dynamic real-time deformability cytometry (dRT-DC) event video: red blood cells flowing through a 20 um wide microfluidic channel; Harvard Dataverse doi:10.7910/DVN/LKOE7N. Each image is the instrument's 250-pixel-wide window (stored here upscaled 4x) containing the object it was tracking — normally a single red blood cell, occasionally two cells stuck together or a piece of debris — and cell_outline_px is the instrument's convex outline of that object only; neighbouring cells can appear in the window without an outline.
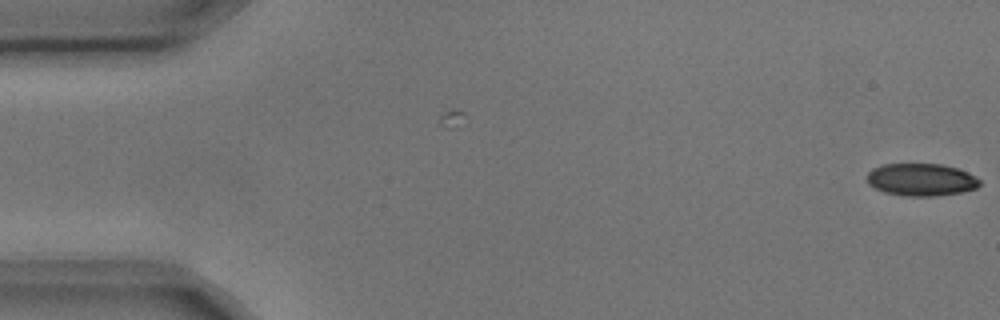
{"species": "common noctule bat (a hibernating species)", "species_latin": "Nyctalus noctula", "temperature_condition": "cold", "stored_images_in_passage": 2, "camera_frame_rate_fps": 3000, "um_per_image_px": 0.085, "animal": {"sex": "male", "body_mass_g": 17.9, "forearm_length_mm": 54.2}, "frame": {"image": 1, "passage_image": 2, "time_ms": 0.333, "image_size_px": [1000, 320], "cell_outline_px": [[980, 184], [976, 188], [960, 192], [936, 196], [904, 196], [884, 192], [868, 184], [868, 172], [872, 168], [884, 164], [940, 164], [956, 168], [968, 172], [976, 176], [980, 180]], "centroid_in_image_um": [78.3, 15.27], "position_along_channel_um": 6.7, "area_um2": 21.27}}